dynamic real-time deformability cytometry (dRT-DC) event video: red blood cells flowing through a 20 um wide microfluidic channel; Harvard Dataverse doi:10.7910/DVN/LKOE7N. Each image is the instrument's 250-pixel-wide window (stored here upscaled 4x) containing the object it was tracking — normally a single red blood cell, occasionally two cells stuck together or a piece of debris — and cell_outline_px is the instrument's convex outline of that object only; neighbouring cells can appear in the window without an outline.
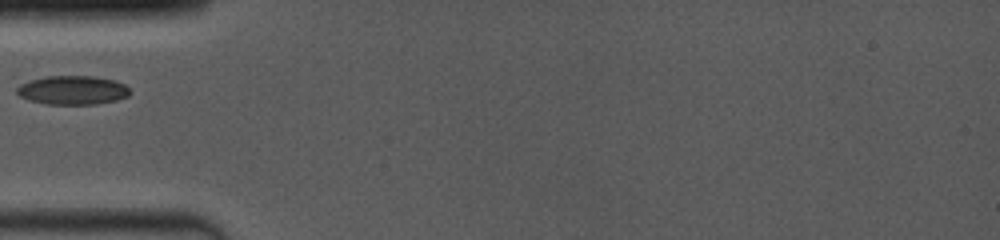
{"species": "common noctule bat (a hibernating species)", "species_latin": "Nyctalus noctula", "temperature_condition": "room temperature", "stored_images_in_passage": 4, "camera_frame_rate_fps": 4000, "um_per_image_px": 0.085, "animal": {"sex": "female", "body_mass_g": 19.0, "forearm_length_mm": 53.3}, "frame": {"image": 1, "passage_image": 1, "time_ms": 0.0, "image_size_px": [1000, 240], "cell_outline_px": [[132, 92], [128, 96], [116, 100], [96, 104], [44, 104], [28, 100], [20, 96], [16, 92], [16, 88], [20, 84], [44, 76], [96, 76], [112, 80], [124, 84]], "centroid_in_image_um": [6.16, 7.66], "position_along_channel_um": 78.8, "area_um2": 19.07}}
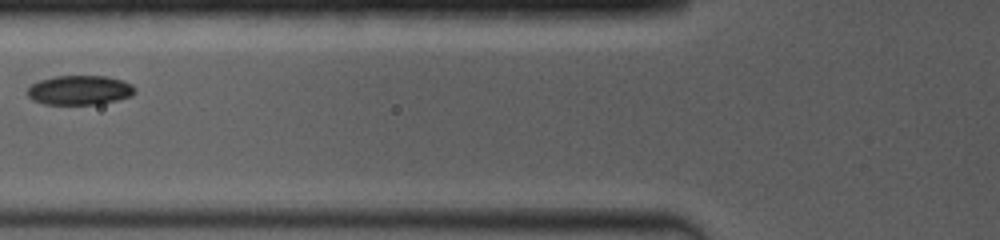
{"frame": {"image": 2, "passage_image": 3, "time_ms": 1.0, "image_size_px": [1000, 240], "cell_outline_px": [[136, 92], [132, 96], [116, 100], [96, 104], [44, 104], [32, 100], [28, 96], [28, 88], [32, 84], [40, 80], [56, 76], [104, 76], [120, 80], [132, 84], [136, 88]], "centroid_in_image_um": [6.78, 7.66], "position_along_channel_um": 119.0, "area_um2": 18.32}}